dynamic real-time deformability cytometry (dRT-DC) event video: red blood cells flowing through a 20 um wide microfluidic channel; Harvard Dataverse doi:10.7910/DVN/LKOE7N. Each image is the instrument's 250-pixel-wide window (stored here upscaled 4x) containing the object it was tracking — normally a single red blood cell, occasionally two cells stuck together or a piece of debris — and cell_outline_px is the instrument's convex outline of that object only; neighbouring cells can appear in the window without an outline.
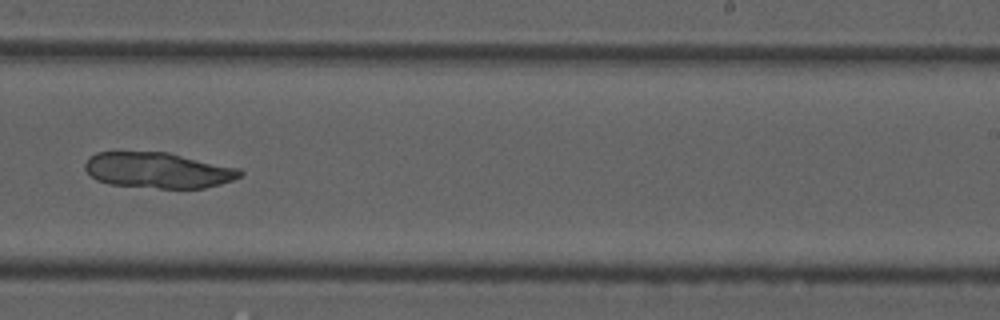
{"species": "common noctule bat (a hibernating species)", "species_latin": "Nyctalus noctula", "temperature_condition": "cold", "stored_images_in_passage": 47, "camera_frame_rate_fps": 3000, "um_per_image_px": 0.085, "animal": {"sex": "male", "forearm_length_mm": 52.5}, "frame": {"image": 1, "passage_image": 32, "time_ms": 10.333, "image_size_px": [1000, 320], "cell_outline_px": [[244, 172], [240, 176], [232, 180], [220, 184], [204, 188], [160, 188], [108, 184], [96, 180], [84, 168], [84, 164], [88, 156], [96, 152], [168, 152], [240, 168]], "centroid_in_image_um": [13.43, 14.47], "position_along_channel_um": 275.6, "area_um2": 32.37}}